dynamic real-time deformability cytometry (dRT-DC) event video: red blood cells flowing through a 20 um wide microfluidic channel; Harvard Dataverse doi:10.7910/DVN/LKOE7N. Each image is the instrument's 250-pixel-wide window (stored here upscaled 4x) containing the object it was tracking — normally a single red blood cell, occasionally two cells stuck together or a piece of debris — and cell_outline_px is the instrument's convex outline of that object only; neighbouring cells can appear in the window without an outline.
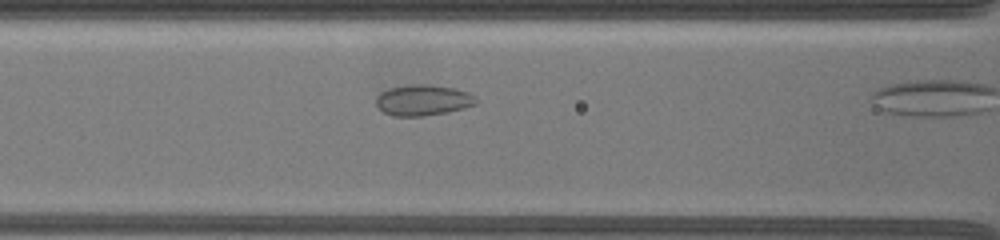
{"species": "common noctule bat (a hibernating species)", "species_latin": "Nyctalus noctula", "temperature_condition": "warm", "stored_images_in_passage": 6, "camera_frame_rate_fps": 3000, "um_per_image_px": 0.085, "animal": {"sex": "female", "body_mass_g": 19.5, "forearm_length_mm": 54.1}, "frame": {"image": 1, "passage_image": 5, "time_ms": 2.667, "image_size_px": [1000, 240], "cell_outline_px": [[476, 104], [464, 108], [448, 112], [424, 116], [392, 116], [384, 112], [376, 104], [376, 96], [380, 92], [388, 88], [408, 84], [432, 84], [456, 88], [468, 92], [476, 96]], "centroid_in_image_um": [35.96, 8.5], "position_along_channel_um": 130.6, "area_um2": 18.26}}